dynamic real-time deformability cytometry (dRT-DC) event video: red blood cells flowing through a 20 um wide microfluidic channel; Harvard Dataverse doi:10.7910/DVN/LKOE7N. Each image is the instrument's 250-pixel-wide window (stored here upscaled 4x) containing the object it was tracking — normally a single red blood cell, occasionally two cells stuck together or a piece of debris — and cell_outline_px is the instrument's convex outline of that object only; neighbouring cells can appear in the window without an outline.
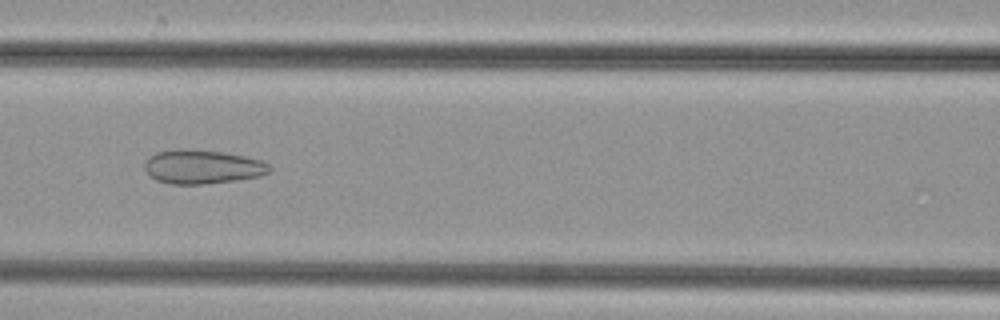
{"species": "common noctule bat (a hibernating species)", "species_latin": "Nyctalus noctula", "temperature_condition": "cold", "stored_images_in_passage": 34, "camera_frame_rate_fps": 3000, "um_per_image_px": 0.085, "animal": {"sex": "female", "body_mass_g": 29.2, "forearm_length_mm": 56.3}, "frame": {"image": 1, "passage_image": 8, "time_ms": 2.333, "image_size_px": [1000, 320], "cell_outline_px": [[272, 168], [268, 172], [260, 176], [236, 180], [200, 184], [172, 184], [156, 180], [144, 168], [144, 164], [148, 156], [156, 152], [180, 148], [220, 152], [244, 156], [260, 160], [268, 164]], "centroid_in_image_um": [17.18, 14.17], "position_along_channel_um": 149.4, "area_um2": 24.51}}
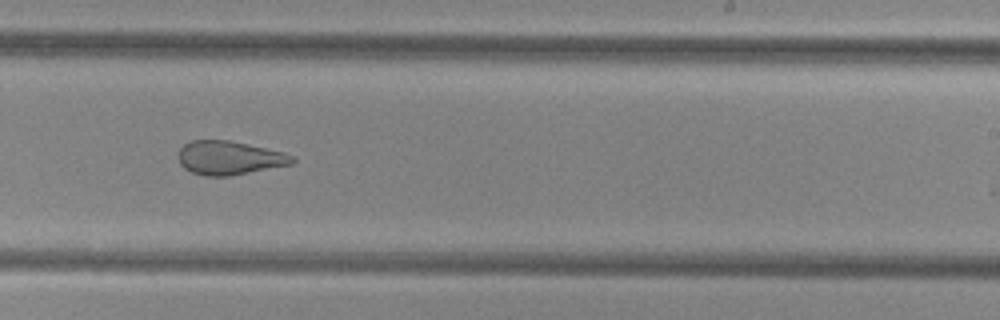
{"frame": {"image": 2, "passage_image": 17, "time_ms": 5.333, "image_size_px": [1000, 320], "cell_outline_px": [[296, 160], [292, 164], [228, 176], [204, 176], [192, 172], [184, 168], [180, 164], [180, 148], [184, 144], [192, 140], [228, 140], [248, 144], [284, 152], [292, 156]], "centroid_in_image_um": [19.5, 13.42], "position_along_channel_um": 269.5, "area_um2": 22.2}}
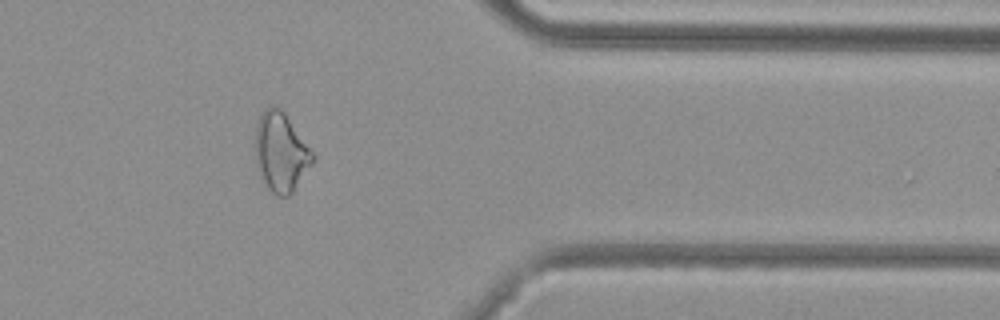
{"frame": {"image": 3, "passage_image": 27, "time_ms": 8.667, "image_size_px": [1000, 320], "cell_outline_px": [[316, 156], [312, 164], [292, 192], [288, 196], [276, 196], [268, 188], [260, 176], [256, 160], [256, 128], [260, 116], [268, 104], [272, 104], [280, 108], [284, 112]], "centroid_in_image_um": [23.88, 12.92], "position_along_channel_um": 387.5, "area_um2": 26.24}}